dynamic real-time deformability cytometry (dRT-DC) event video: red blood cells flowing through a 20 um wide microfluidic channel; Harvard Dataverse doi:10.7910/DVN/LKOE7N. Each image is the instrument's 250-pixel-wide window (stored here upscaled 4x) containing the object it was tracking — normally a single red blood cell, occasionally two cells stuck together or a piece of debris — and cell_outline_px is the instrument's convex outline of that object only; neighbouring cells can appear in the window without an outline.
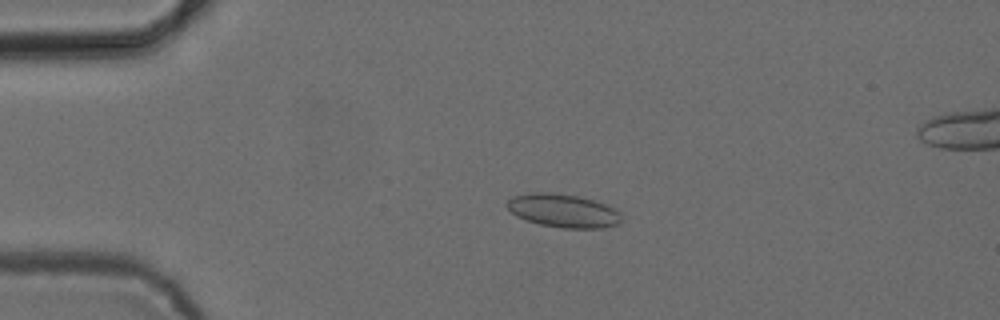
{"species": "common noctule bat (a hibernating species)", "species_latin": "Nyctalus noctula", "temperature_condition": "cold", "stored_images_in_passage": 48, "camera_frame_rate_fps": 3000, "um_per_image_px": 0.085, "animal": {"sex": "female", "body_mass_g": 24.6, "forearm_length_mm": 56.2}, "frame": {"image": 1, "passage_image": 13, "time_ms": 4.0, "image_size_px": [1000, 320], "cell_outline_px": [[620, 220], [616, 224], [600, 228], [564, 228], [540, 224], [516, 216], [504, 204], [512, 196], [528, 192], [544, 192], [576, 196], [592, 200], [616, 208], [620, 216]], "centroid_in_image_um": [47.81, 17.9], "position_along_channel_um": 37.2, "area_um2": 21.96}}
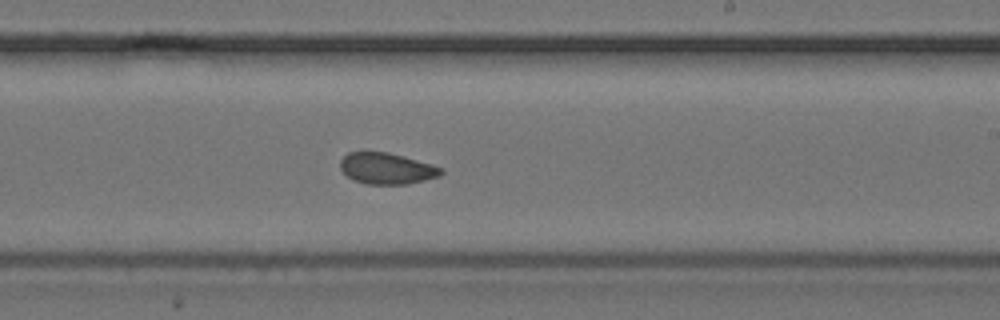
{"frame": {"image": 2, "passage_image": 33, "time_ms": 10.667, "image_size_px": [1000, 320], "cell_outline_px": [[444, 172], [440, 176], [408, 184], [368, 184], [352, 180], [340, 168], [340, 160], [348, 152], [388, 152], [432, 164], [444, 168]], "centroid_in_image_um": [32.89, 14.32], "position_along_channel_um": 256.1, "area_um2": 18.38}}
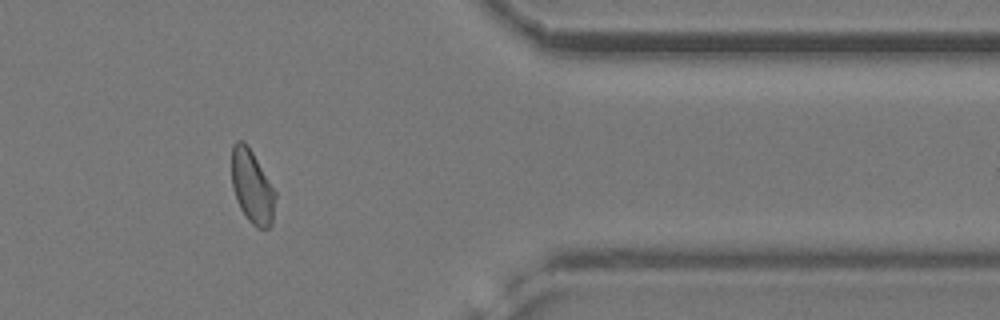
{"frame": {"image": 3, "passage_image": 45, "time_ms": 14.667, "image_size_px": [1000, 320], "cell_outline_px": [[276, 196], [272, 224], [268, 228], [256, 228], [248, 220], [240, 208], [236, 200], [232, 188], [232, 144], [236, 140], [244, 140], [252, 152], [276, 192]], "centroid_in_image_um": [21.42, 15.88], "position_along_channel_um": 390.0, "area_um2": 18.73}, "authors_computed_cell_mechanics": {"area_um2": 19.5364, "velocity_mm_per_s": 3.8612, "shape_relaxation_time_tau1_ms": null, "shape_relaxation_time_tau2_ms": 1.8584, "deformation_change_tau1": null, "deformation_change_tau2": 0.0712}}